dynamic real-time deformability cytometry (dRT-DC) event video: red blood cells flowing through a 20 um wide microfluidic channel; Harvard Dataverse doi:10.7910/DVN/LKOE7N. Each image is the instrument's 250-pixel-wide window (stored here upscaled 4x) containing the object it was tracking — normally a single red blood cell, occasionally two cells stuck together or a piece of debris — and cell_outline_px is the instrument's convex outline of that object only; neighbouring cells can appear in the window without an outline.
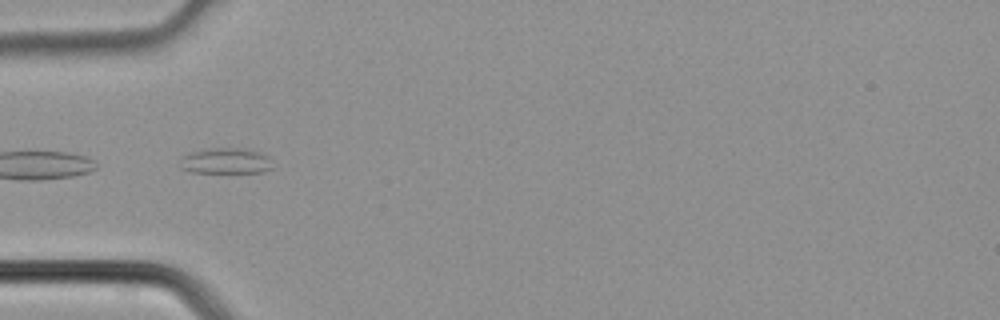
{"species": "common noctule bat (a hibernating species)", "species_latin": "Nyctalus noctula", "temperature_condition": "cold", "stored_images_in_passage": 3, "camera_frame_rate_fps": 3000, "um_per_image_px": 0.085, "animal": {"sex": "male", "body_mass_g": 21.5, "forearm_length_mm": 52.0}, "frame": {"image": 1, "passage_image": 3, "time_ms": 0.667, "image_size_px": [1000, 320], "cell_outline_px": [[272, 168], [264, 172], [192, 172], [180, 168], [180, 160], [184, 156], [192, 152], [212, 148], [240, 148], [260, 152], [268, 156], [272, 160]], "centroid_in_image_um": [19.22, 13.68], "position_along_channel_um": 65.8, "area_um2": 13.81}}